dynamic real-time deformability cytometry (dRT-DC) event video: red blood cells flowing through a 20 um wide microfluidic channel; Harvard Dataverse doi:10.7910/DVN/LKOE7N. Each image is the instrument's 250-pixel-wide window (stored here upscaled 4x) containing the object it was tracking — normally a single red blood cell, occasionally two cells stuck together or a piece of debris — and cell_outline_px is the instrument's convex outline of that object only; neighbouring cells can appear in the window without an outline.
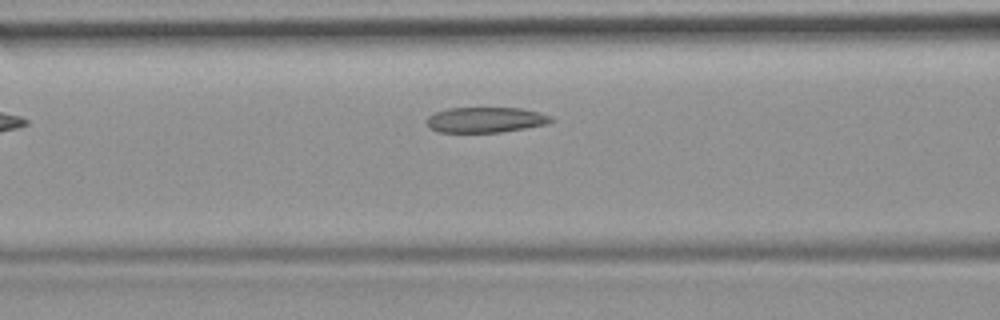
{"species": "common noctule bat (a hibernating species)", "species_latin": "Nyctalus noctula", "temperature_condition": "room temperature", "stored_images_in_passage": 4, "camera_frame_rate_fps": 3000, "um_per_image_px": 0.085, "animal": {"sex": "female", "body_mass_g": 19.9}, "frame": {"image": 1, "passage_image": 4, "time_ms": 4.0, "image_size_px": [1000, 320], "cell_outline_px": [[556, 120], [548, 124], [500, 132], [440, 132], [428, 128], [424, 120], [428, 116], [436, 112], [448, 108], [524, 108], [552, 116]], "centroid_in_image_um": [41.27, 10.18], "position_along_channel_um": 125.3, "area_um2": 18.61}}